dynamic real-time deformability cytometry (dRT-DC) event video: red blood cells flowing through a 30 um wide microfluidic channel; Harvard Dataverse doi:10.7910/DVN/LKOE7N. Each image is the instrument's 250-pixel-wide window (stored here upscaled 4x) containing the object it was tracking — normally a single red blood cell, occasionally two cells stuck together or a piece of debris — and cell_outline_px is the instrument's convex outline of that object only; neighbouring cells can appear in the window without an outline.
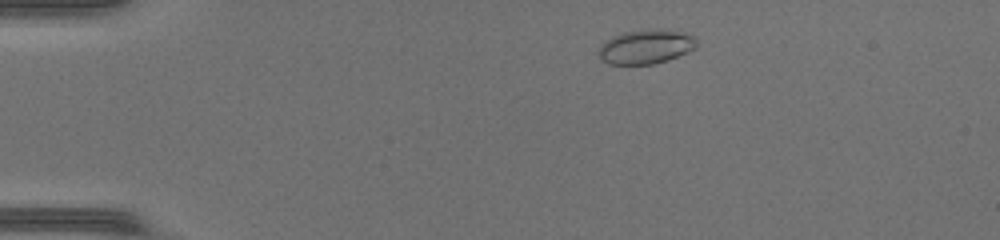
{"species": "common noctule bat (a hibernating species)", "species_latin": "Nyctalus noctula", "temperature_condition": "warm", "stored_images_in_passage": 43, "camera_frame_rate_fps": 3000, "um_per_image_px": 0.085, "animal": {"sex": "female", "body_mass_g": 17.0, "forearm_length_mm": 48.0}, "frame": {"image": 1, "passage_image": 5, "time_ms": 1.333, "image_size_px": [1000, 240], "cell_outline_px": [[696, 48], [688, 52], [668, 60], [652, 64], [608, 64], [600, 60], [596, 52], [600, 44], [604, 40], [612, 36], [624, 32], [648, 28], [668, 28], [684, 32], [696, 36]], "centroid_in_image_um": [54.88, 3.94], "position_along_channel_um": 30.1, "area_um2": 20.29}}
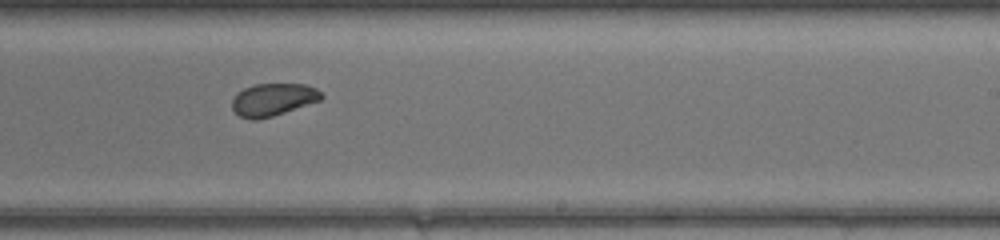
{"frame": {"image": 2, "passage_image": 26, "time_ms": 8.333, "image_size_px": [1000, 240], "cell_outline_px": [[324, 96], [320, 100], [272, 116], [256, 120], [252, 120], [240, 116], [232, 108], [232, 100], [244, 88], [252, 84], [304, 84], [316, 88]], "centroid_in_image_um": [23.21, 8.46], "position_along_channel_um": 265.8, "area_um2": 16.65}}
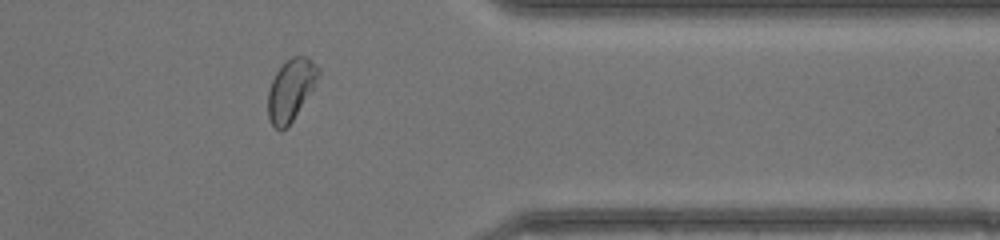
{"frame": {"image": 3, "passage_image": 35, "time_ms": 11.333, "image_size_px": [1000, 240], "cell_outline_px": [[320, 72], [312, 88], [292, 120], [280, 132], [272, 124], [268, 116], [268, 88], [276, 72], [284, 60], [292, 56], [308, 56], [320, 68]], "centroid_in_image_um": [24.7, 7.57], "position_along_channel_um": 386.7, "area_um2": 17.8}, "authors_computed_cell_mechanics": {"area_um2": 18.496, "velocity_mm_per_s": 4.3969, "shape_relaxation_time_tau1_ms": 3.2309, "shape_relaxation_time_tau2_ms": 1.374, "deformation_change_tau1": 0.0994, "deformation_change_tau2": 0.0395}}